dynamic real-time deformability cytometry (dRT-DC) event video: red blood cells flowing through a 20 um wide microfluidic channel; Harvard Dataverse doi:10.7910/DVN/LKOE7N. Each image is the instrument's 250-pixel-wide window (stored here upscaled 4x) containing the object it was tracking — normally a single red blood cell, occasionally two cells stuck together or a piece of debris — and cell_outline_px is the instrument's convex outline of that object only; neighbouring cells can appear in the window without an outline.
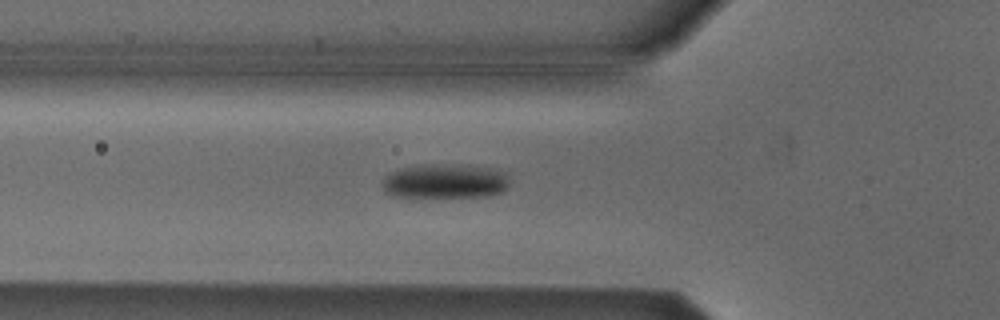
{"species": "Egyptian fruit bat (a non-hibernating species)", "species_latin": "Rousettus aegyptiacus", "temperature_condition": "cold", "stored_images_in_passage": 33, "camera_frame_rate_fps": 3000, "um_per_image_px": 0.085, "animal": {"sex": "male"}, "frame": {"image": 1, "passage_image": 4, "time_ms": 1.0, "image_size_px": [1000, 320], "cell_outline_px": [[508, 184], [500, 192], [488, 196], [396, 196], [384, 192], [384, 176], [388, 172], [400, 168], [420, 164], [452, 164], [492, 168], [504, 172], [508, 176]], "centroid_in_image_um": [37.8, 15.37], "position_along_channel_um": 88.0, "area_um2": 25.37}}
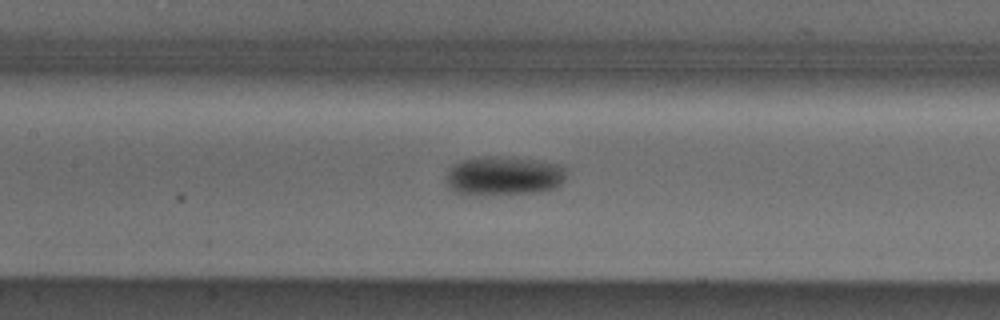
{"frame": {"image": 2, "passage_image": 10, "time_ms": 3.0, "image_size_px": [1000, 320], "cell_outline_px": [[564, 180], [556, 188], [536, 192], [476, 196], [456, 192], [448, 188], [444, 180], [448, 172], [460, 160], [476, 156], [500, 156], [532, 160], [560, 164], [564, 168]], "centroid_in_image_um": [42.76, 14.96], "position_along_channel_um": 164.6, "area_um2": 27.63}}
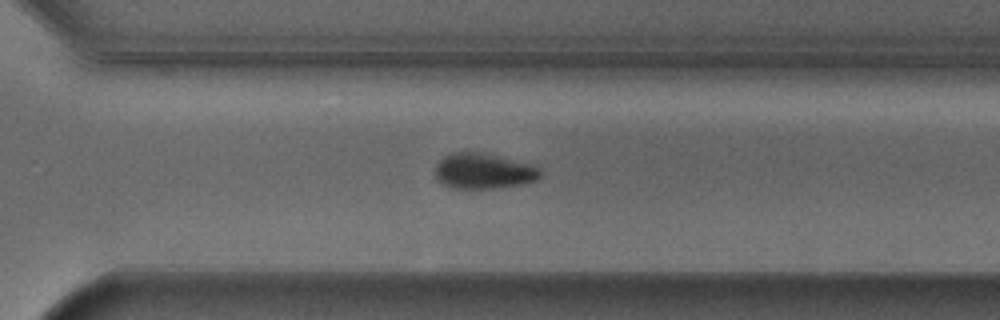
{"frame": {"image": 3, "passage_image": 23, "time_ms": 7.333, "image_size_px": [1000, 320], "cell_outline_px": [[540, 176], [536, 180], [520, 184], [496, 188], [448, 188], [436, 176], [436, 164], [444, 156], [452, 152], [480, 152], [540, 164]], "centroid_in_image_um": [41.16, 14.52], "position_along_channel_um": 329.4, "area_um2": 22.02}, "authors_computed_cell_mechanics": {"area_um2": 25.0274, "velocity_mm_per_s": 3.8168, "shape_relaxation_time_tau1_ms": 2.3751, "shape_relaxation_time_tau2_ms": null, "deformation_change_tau1": 0.0928, "deformation_change_tau2": null}}